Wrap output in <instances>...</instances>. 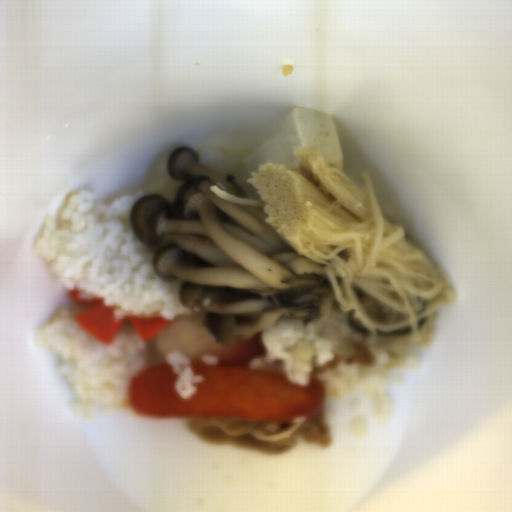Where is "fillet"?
I'll return each instance as SVG.
<instances>
[{"label":"fillet","instance_id":"obj_1","mask_svg":"<svg viewBox=\"0 0 512 512\" xmlns=\"http://www.w3.org/2000/svg\"><path fill=\"white\" fill-rule=\"evenodd\" d=\"M265 352L259 331L251 338L234 337L230 346L206 354L217 358L215 366L201 357L189 359L192 372L203 381L195 383L194 395L186 400L177 392L178 374L168 362L148 367L131 380L128 404L143 418L225 417L282 425L292 424L294 417L307 422L319 416L326 390L321 380L311 377L301 386L283 373L251 368Z\"/></svg>","mask_w":512,"mask_h":512}]
</instances>
